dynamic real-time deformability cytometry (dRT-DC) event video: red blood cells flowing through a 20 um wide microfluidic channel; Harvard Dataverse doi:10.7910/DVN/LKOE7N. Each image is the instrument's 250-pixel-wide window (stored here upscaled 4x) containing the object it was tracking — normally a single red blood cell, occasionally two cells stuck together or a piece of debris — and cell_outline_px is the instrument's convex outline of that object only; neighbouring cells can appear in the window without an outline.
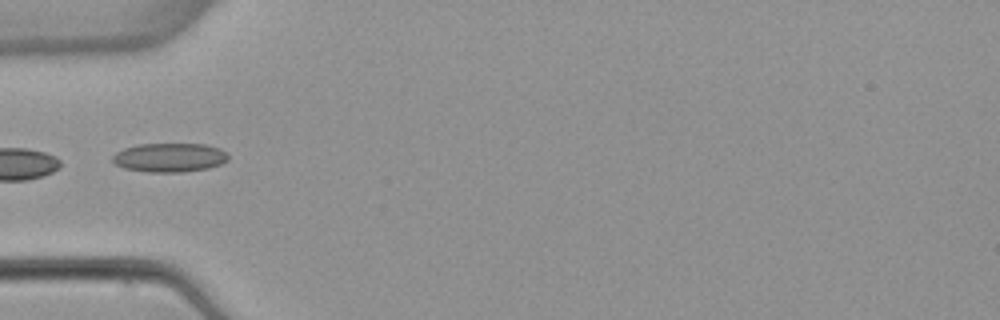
{"species": "common noctule bat (a hibernating species)", "species_latin": "Nyctalus noctula", "temperature_condition": "warm", "stored_images_in_passage": 5, "camera_frame_rate_fps": 3000, "um_per_image_px": 0.085, "animal": {"sex": "female", "body_mass_g": 22.7, "forearm_length_mm": 54.2}, "frame": {"image": 1, "passage_image": 5, "time_ms": 5.667, "image_size_px": [1000, 320], "cell_outline_px": [[228, 160], [220, 164], [208, 168], [184, 172], [148, 172], [124, 168], [116, 164], [112, 160], [112, 156], [116, 152], [124, 148], [140, 144], [204, 144], [220, 148], [228, 152]], "centroid_in_image_um": [14.43, 13.39], "position_along_channel_um": 70.6, "area_um2": 19.59}}